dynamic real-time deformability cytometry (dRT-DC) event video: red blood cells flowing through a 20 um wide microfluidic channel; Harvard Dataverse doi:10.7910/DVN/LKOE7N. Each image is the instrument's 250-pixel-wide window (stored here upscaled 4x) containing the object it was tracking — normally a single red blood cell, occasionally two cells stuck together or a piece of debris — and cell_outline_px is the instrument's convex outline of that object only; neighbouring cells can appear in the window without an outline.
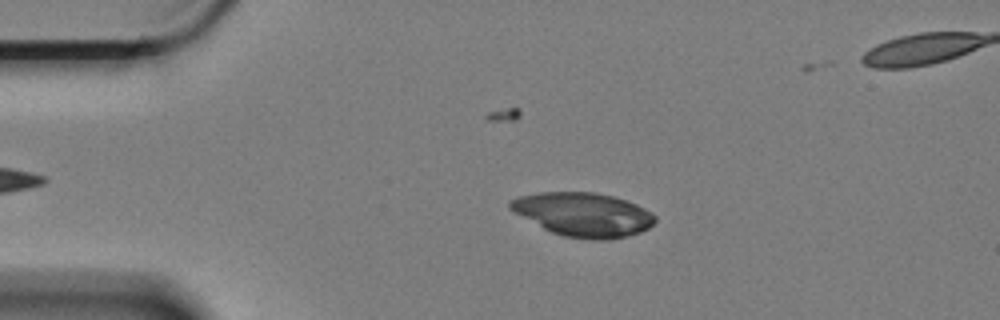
{"species": "Egyptian fruit bat (a non-hibernating species)", "species_latin": "Rousettus aegyptiacus", "temperature_condition": "cold", "stored_images_in_passage": 5, "camera_frame_rate_fps": 3000, "um_per_image_px": 0.085, "animal": {"sex": "female"}, "frame": {"image": 1, "passage_image": 3, "time_ms": 0.667, "image_size_px": [1000, 320], "cell_outline_px": [[656, 220], [648, 228], [640, 232], [628, 236], [608, 240], [592, 240], [564, 236], [552, 232], [544, 228], [508, 208], [508, 204], [512, 200], [520, 196], [540, 192], [596, 192], [612, 196], [636, 204], [652, 212], [656, 216]], "centroid_in_image_um": [49.62, 18.23], "position_along_channel_um": 35.4, "area_um2": 36.76}}